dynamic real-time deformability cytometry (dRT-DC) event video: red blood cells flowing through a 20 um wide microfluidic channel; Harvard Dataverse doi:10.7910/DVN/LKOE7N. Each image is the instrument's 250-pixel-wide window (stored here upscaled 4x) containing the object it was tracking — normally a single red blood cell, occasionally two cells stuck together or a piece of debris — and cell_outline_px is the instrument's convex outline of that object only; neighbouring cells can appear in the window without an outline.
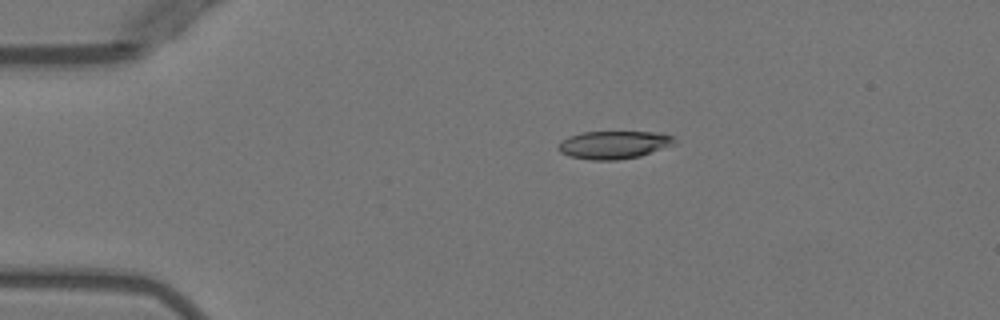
{"species": "Egyptian fruit bat (a non-hibernating species)", "species_latin": "Rousettus aegyptiacus", "temperature_condition": "warm", "stored_images_in_passage": 4, "camera_frame_rate_fps": 3000, "um_per_image_px": 0.085, "animal": {"sex": "female"}, "frame": {"image": 1, "passage_image": 1, "time_ms": 0.0, "image_size_px": [1000, 320], "cell_outline_px": [[676, 144], [640, 156], [616, 160], [592, 160], [568, 156], [560, 152], [556, 148], [556, 144], [560, 140], [568, 136], [580, 132], [652, 132], [672, 136], [676, 140]], "centroid_in_image_um": [52.11, 12.31], "position_along_channel_um": 32.9, "area_um2": 19.07}}
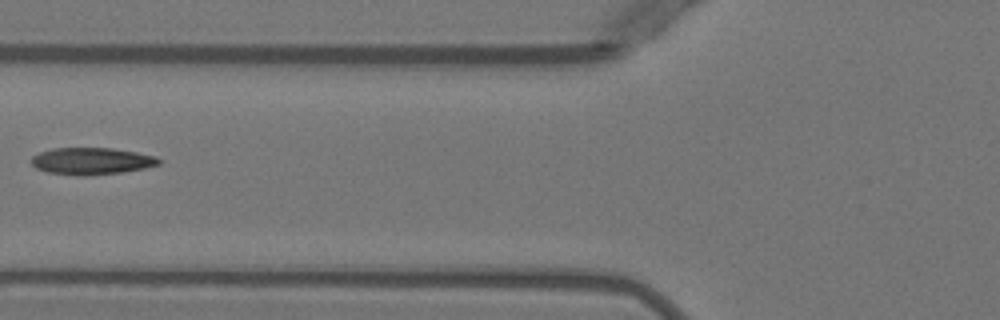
{"frame": {"image": 2, "passage_image": 3, "time_ms": 3.333, "image_size_px": [1000, 320], "cell_outline_px": [[160, 164], [144, 168], [120, 172], [84, 176], [48, 172], [36, 168], [28, 160], [32, 156], [40, 152], [52, 148], [112, 148], [136, 152], [156, 156], [160, 160]], "centroid_in_image_um": [7.75, 13.68], "position_along_channel_um": 118.1, "area_um2": 19.94}}
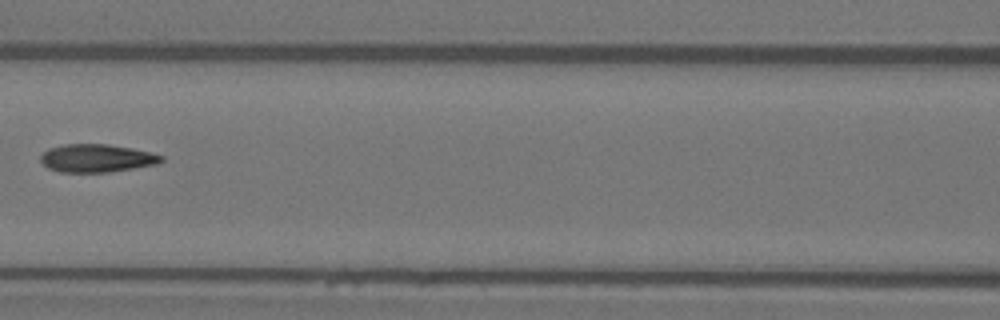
{"frame": {"image": 3, "passage_image": 4, "time_ms": 4.333, "image_size_px": [1000, 320], "cell_outline_px": [[164, 160], [156, 164], [108, 172], [60, 172], [48, 168], [40, 160], [40, 156], [48, 148], [64, 144], [108, 144], [132, 148], [152, 152], [164, 156]], "centroid_in_image_um": [8.22, 13.44], "position_along_channel_um": 158.4, "area_um2": 19.71}}